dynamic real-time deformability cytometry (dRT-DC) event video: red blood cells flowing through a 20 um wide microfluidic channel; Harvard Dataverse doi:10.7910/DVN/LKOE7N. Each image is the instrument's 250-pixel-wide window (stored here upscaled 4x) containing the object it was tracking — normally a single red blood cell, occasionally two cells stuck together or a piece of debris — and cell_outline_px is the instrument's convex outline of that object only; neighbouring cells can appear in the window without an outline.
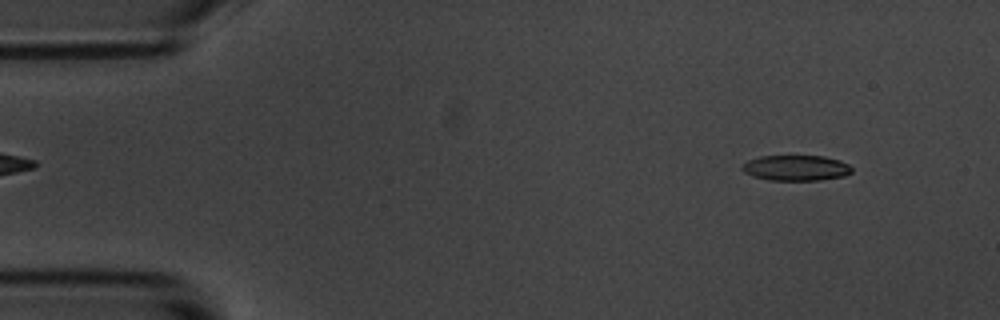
{"species": "common noctule bat (a hibernating species)", "species_latin": "Nyctalus noctula", "temperature_condition": "room temperature", "stored_images_in_passage": 5, "camera_frame_rate_fps": 3000, "um_per_image_px": 0.085, "animal": {"sex": "male", "body_mass_g": 20.1, "forearm_length_mm": 53.5}, "frame": {"image": 1, "passage_image": 2, "time_ms": 1.0, "image_size_px": [1000, 320], "cell_outline_px": [[852, 172], [844, 176], [820, 180], [768, 180], [752, 176], [744, 172], [740, 168], [748, 160], [760, 156], [824, 156], [840, 160], [848, 164], [852, 168]], "centroid_in_image_um": [67.66, 14.27], "position_along_channel_um": 17.3, "area_um2": 16.36}}
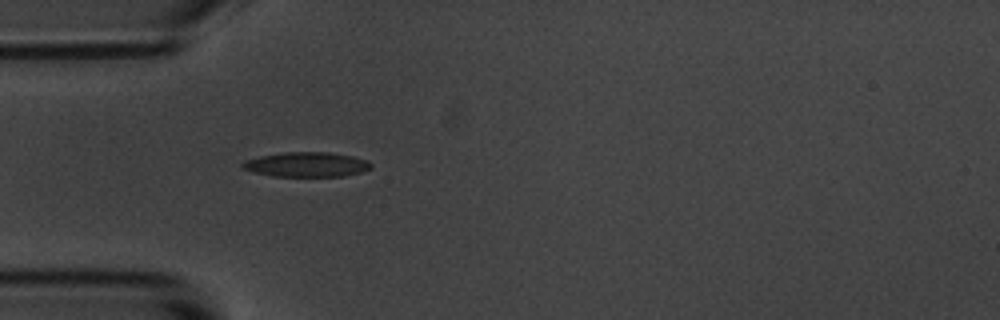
{"frame": {"image": 2, "passage_image": 5, "time_ms": 4.667, "image_size_px": [1000, 320], "cell_outline_px": [[372, 168], [364, 172], [344, 176], [272, 176], [252, 172], [240, 168], [240, 164], [244, 160], [260, 156], [284, 152], [328, 152], [352, 156], [368, 160], [372, 164]], "centroid_in_image_um": [26.05, 13.98], "position_along_channel_um": 59.0, "area_um2": 18.79}}